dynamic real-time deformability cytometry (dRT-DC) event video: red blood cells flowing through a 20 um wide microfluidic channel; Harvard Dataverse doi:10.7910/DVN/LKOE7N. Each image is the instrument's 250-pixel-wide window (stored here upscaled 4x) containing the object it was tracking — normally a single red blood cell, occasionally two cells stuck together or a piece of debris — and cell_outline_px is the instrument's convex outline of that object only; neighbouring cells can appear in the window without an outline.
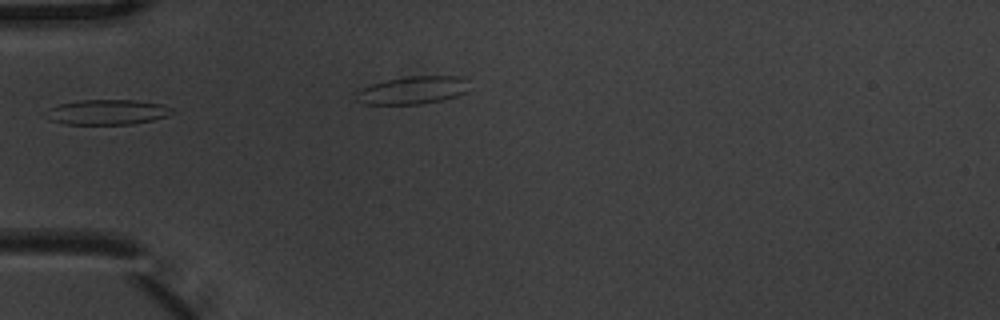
{"species": "common noctule bat (a hibernating species)", "species_latin": "Nyctalus noctula", "temperature_condition": "warm", "stored_images_in_passage": 6, "camera_frame_rate_fps": 3000, "um_per_image_px": 0.085, "animal": {"sex": "male", "body_mass_g": 20.1, "forearm_length_mm": 53.5}, "frame": {"image": 1, "passage_image": 3, "time_ms": 0.667, "image_size_px": [1000, 320], "cell_outline_px": [[176, 112], [168, 116], [152, 120], [132, 124], [64, 124], [48, 120], [48, 108], [60, 104], [80, 100], [136, 100], [164, 104], [172, 108]], "centroid_in_image_um": [9.17, 9.53], "position_along_channel_um": 75.8, "area_um2": 18.55}}
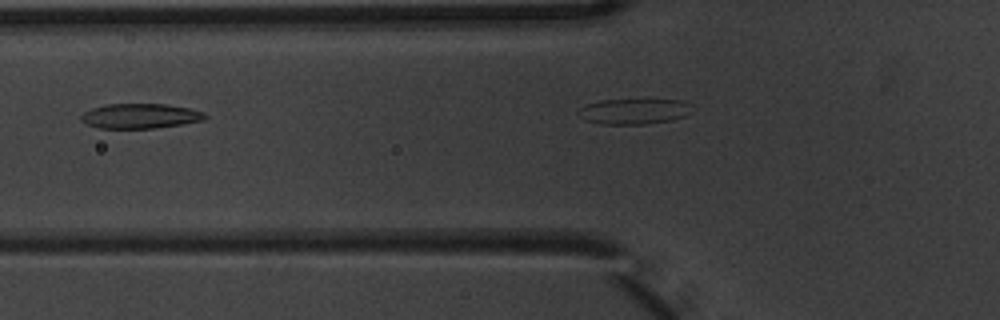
{"frame": {"image": 2, "passage_image": 4, "time_ms": 1.0, "image_size_px": [1000, 320], "cell_outline_px": [[208, 116], [204, 120], [184, 124], [156, 128], [100, 128], [88, 124], [80, 120], [80, 116], [84, 112], [92, 108], [104, 104], [164, 104], [188, 108], [204, 112]], "centroid_in_image_um": [11.93, 9.86], "position_along_channel_um": 113.9, "area_um2": 17.98}}
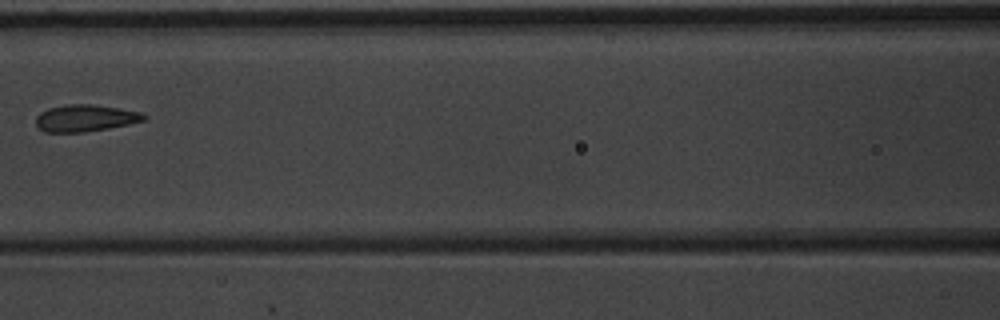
{"frame": {"image": 3, "passage_image": 6, "time_ms": 1.667, "image_size_px": [1000, 320], "cell_outline_px": [[148, 116], [144, 120], [128, 124], [108, 128], [84, 132], [44, 132], [36, 124], [36, 116], [40, 112], [48, 108], [68, 104], [92, 104], [120, 108], [140, 112]], "centroid_in_image_um": [7.24, 10.03], "position_along_channel_um": 159.4, "area_um2": 16.88}}